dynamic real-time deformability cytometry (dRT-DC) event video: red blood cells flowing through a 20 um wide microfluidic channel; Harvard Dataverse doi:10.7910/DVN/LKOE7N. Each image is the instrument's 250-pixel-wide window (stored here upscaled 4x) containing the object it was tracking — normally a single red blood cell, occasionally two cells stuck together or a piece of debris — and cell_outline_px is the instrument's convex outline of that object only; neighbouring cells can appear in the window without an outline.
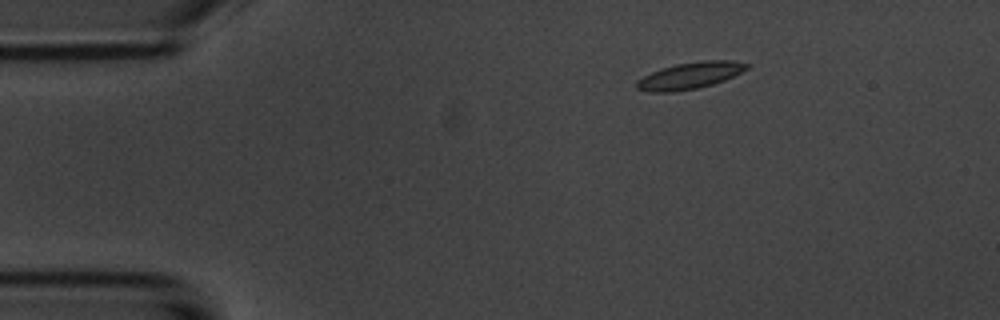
{"species": "common noctule bat (a hibernating species)", "species_latin": "Nyctalus noctula", "temperature_condition": "room temperature", "stored_images_in_passage": 48, "camera_frame_rate_fps": 3000, "um_per_image_px": 0.085, "animal": {"sex": "male", "body_mass_g": 20.1, "forearm_length_mm": 53.5}, "frame": {"image": 1, "passage_image": 2, "time_ms": 0.333, "image_size_px": [1000, 320], "cell_outline_px": [[752, 64], [748, 68], [724, 80], [712, 84], [696, 88], [672, 92], [648, 92], [636, 88], [636, 80], [660, 68], [676, 64], [700, 60], [732, 60]], "centroid_in_image_um": [58.63, 6.41], "position_along_channel_um": 26.4, "area_um2": 17.11}}
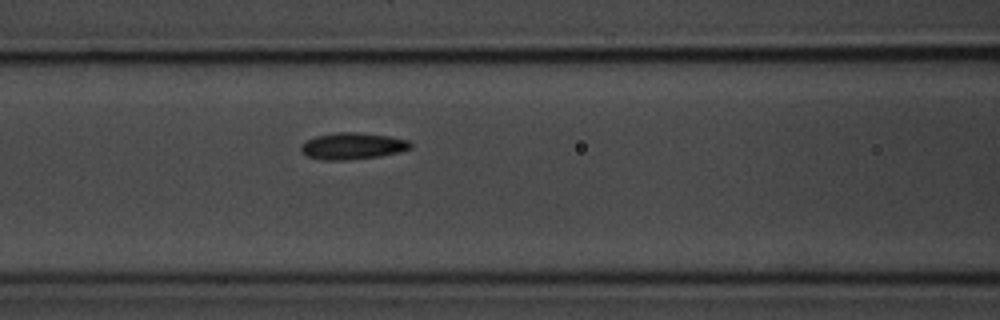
{"frame": {"image": 2, "passage_image": 16, "time_ms": 5.0, "image_size_px": [1000, 320], "cell_outline_px": [[412, 148], [400, 152], [380, 156], [348, 160], [320, 160], [308, 156], [300, 152], [300, 148], [308, 140], [316, 136], [336, 132], [356, 132], [388, 136], [408, 140], [412, 144]], "centroid_in_image_um": [29.98, 12.42], "position_along_channel_um": 136.6, "area_um2": 16.99}}
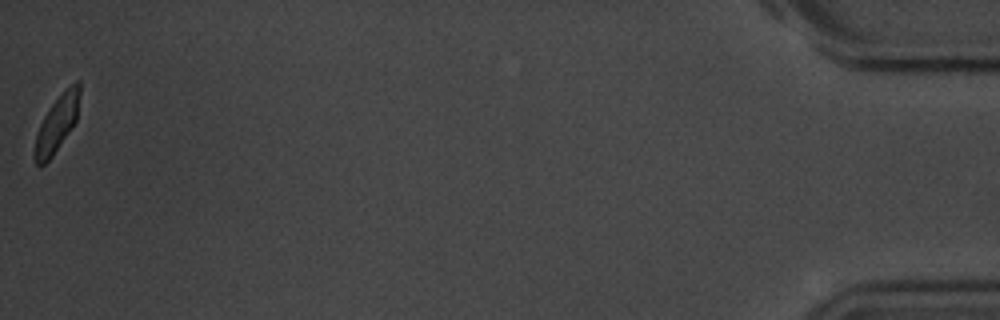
{"frame": {"image": 3, "passage_image": 48, "time_ms": 15.667, "image_size_px": [1000, 320], "cell_outline_px": [[80, 92], [76, 120], [52, 156], [40, 168], [36, 164], [32, 156], [36, 136], [40, 124], [48, 108], [64, 88], [76, 80], [80, 80]], "centroid_in_image_um": [4.81, 10.48], "position_along_channel_um": 430.4, "area_um2": 14.85}, "authors_computed_cell_mechanics": {"area_um2": 16.4152, "velocity_mm_per_s": 3.669, "shape_relaxation_time_tau1_ms": 2.4948, "shape_relaxation_time_tau2_ms": 4.346, "deformation_change_tau1": 0.0898, "deformation_change_tau2": 0.0726}}